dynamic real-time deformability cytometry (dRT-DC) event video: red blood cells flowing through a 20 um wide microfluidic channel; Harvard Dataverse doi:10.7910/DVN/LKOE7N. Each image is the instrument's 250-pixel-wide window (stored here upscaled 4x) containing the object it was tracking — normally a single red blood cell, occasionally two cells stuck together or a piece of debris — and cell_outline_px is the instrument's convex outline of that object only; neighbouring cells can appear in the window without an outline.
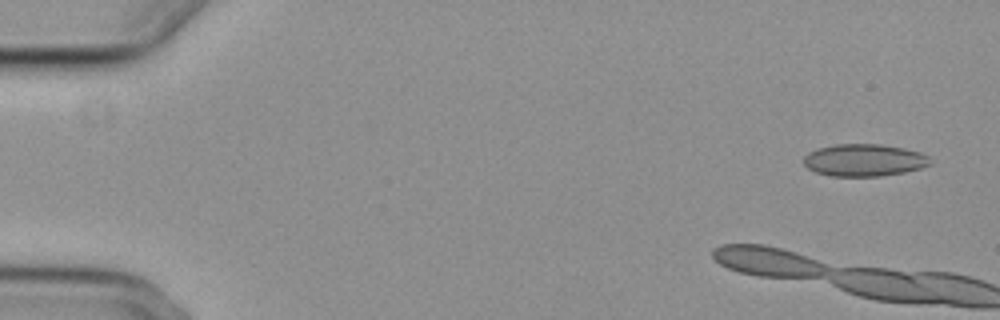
{"species": "common noctule bat (a hibernating species)", "species_latin": "Nyctalus noctula", "temperature_condition": "cold", "stored_images_in_passage": 5, "camera_frame_rate_fps": 3000, "um_per_image_px": 0.085, "animal": {"sex": "female", "body_mass_g": 29.2, "forearm_length_mm": 56.3}, "frame": {"image": 1, "passage_image": 1, "time_ms": 0.0, "image_size_px": [1000, 320], "cell_outline_px": [[932, 164], [920, 168], [904, 172], [880, 176], [832, 176], [816, 172], [808, 168], [804, 164], [804, 156], [808, 152], [816, 148], [836, 144], [880, 144], [904, 148], [920, 152], [928, 156]], "centroid_in_image_um": [73.44, 13.6], "position_along_channel_um": 11.6, "area_um2": 23.81}}